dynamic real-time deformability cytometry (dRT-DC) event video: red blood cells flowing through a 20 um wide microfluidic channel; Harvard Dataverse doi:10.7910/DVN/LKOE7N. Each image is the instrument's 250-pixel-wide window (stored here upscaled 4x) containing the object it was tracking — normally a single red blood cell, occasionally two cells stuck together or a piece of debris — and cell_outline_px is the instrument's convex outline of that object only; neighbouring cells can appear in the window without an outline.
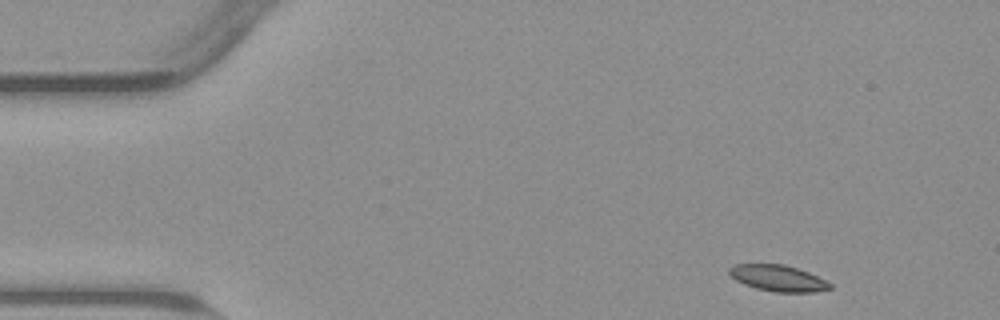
{"species": "common noctule bat (a hibernating species)", "species_latin": "Nyctalus noctula", "temperature_condition": "warm", "stored_images_in_passage": 49, "camera_frame_rate_fps": 3000, "um_per_image_px": 0.085, "animal": {"sex": "male", "body_mass_g": 23.1, "forearm_length_mm": 52.7}, "frame": {"image": 1, "passage_image": 1, "time_ms": 0.0, "image_size_px": [1000, 320], "cell_outline_px": [[832, 288], [816, 292], [776, 292], [756, 288], [744, 284], [736, 280], [728, 272], [728, 268], [736, 264], [784, 264], [808, 272], [832, 284]], "centroid_in_image_um": [66.13, 23.64], "position_along_channel_um": 18.9, "area_um2": 15.26}}
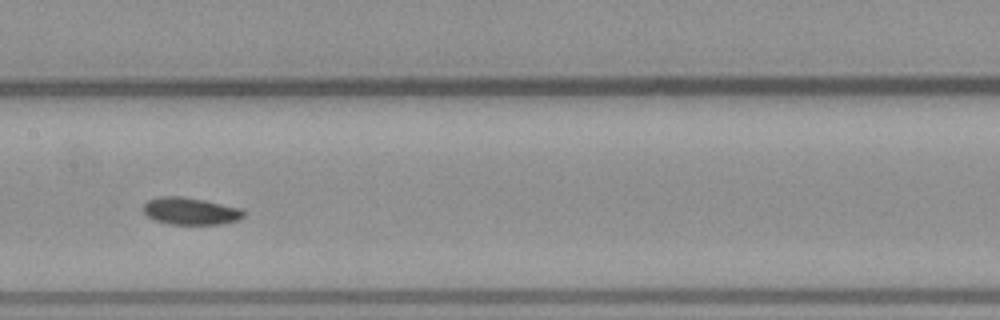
{"frame": {"image": 2, "passage_image": 22, "time_ms": 7.0, "image_size_px": [1000, 320], "cell_outline_px": [[244, 216], [236, 220], [224, 224], [168, 224], [156, 220], [148, 216], [144, 212], [144, 204], [148, 200], [160, 196], [184, 196], [204, 200], [240, 208], [244, 212]], "centroid_in_image_um": [16.18, 17.94], "position_along_channel_um": 191.2, "area_um2": 15.78}}
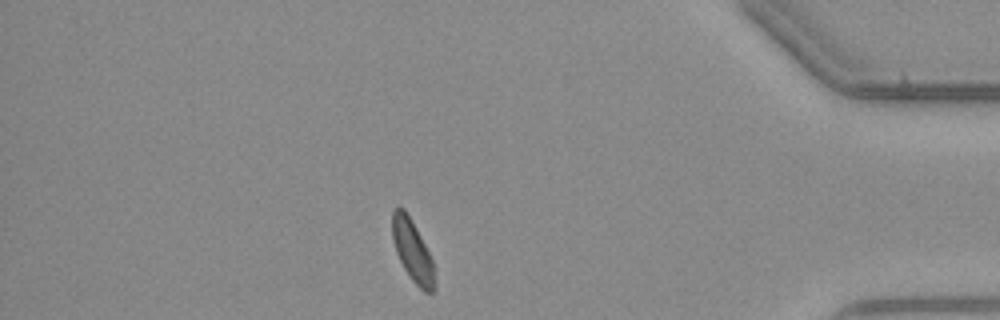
{"frame": {"image": 3, "passage_image": 42, "time_ms": 13.667, "image_size_px": [1000, 320], "cell_outline_px": [[436, 288], [432, 292], [424, 292], [412, 280], [404, 268], [396, 252], [392, 240], [392, 208], [404, 208], [416, 228], [432, 260], [436, 284]], "centroid_in_image_um": [35.05, 21.33], "position_along_channel_um": 400.1, "area_um2": 15.03}, "authors_computed_cell_mechanics": {"area_um2": 16.0106, "velocity_mm_per_s": 3.7838, "shape_relaxation_time_tau1_ms": 2.1646, "shape_relaxation_time_tau2_ms": 9.6821, "deformation_change_tau1": 0.0729, "deformation_change_tau2": 0.1311}}